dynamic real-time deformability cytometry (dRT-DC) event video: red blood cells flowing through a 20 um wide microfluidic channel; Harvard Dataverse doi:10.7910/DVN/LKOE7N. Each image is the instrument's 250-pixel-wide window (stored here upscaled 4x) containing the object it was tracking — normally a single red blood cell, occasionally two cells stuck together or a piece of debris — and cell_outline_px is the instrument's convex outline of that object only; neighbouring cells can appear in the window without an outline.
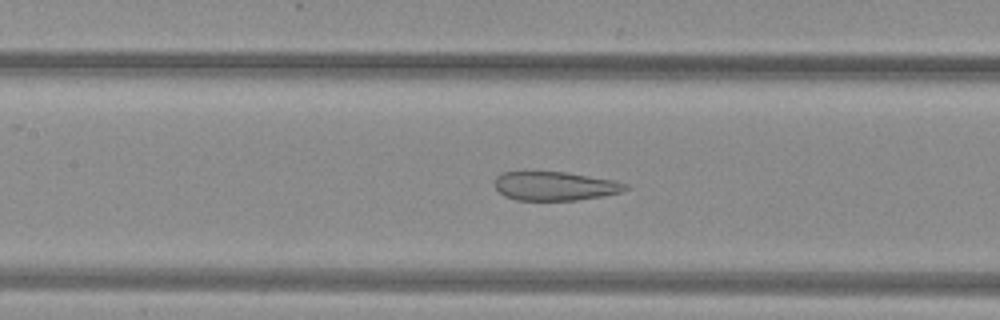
{"species": "common noctule bat (a hibernating species)", "species_latin": "Nyctalus noctula", "temperature_condition": "warm", "stored_images_in_passage": 47, "camera_frame_rate_fps": 3000, "um_per_image_px": 0.085, "animal": {"sex": "female", "body_mass_g": 29.2, "forearm_length_mm": 56.3}, "frame": {"image": 1, "passage_image": 19, "time_ms": 6.0, "image_size_px": [1000, 320], "cell_outline_px": [[632, 188], [620, 192], [600, 196], [576, 200], [516, 200], [504, 196], [492, 184], [496, 176], [500, 172], [568, 172], [612, 180], [628, 184]], "centroid_in_image_um": [47.14, 15.81], "position_along_channel_um": 160.3, "area_um2": 22.08}}
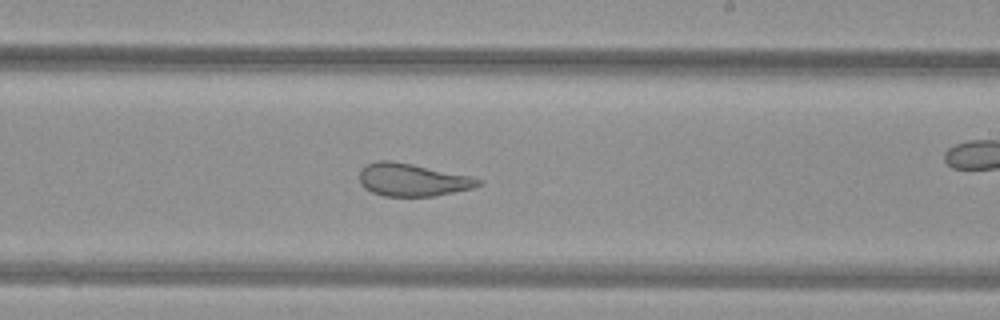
{"frame": {"image": 2, "passage_image": 26, "time_ms": 8.333, "image_size_px": [1000, 320], "cell_outline_px": [[484, 184], [472, 188], [436, 196], [384, 196], [372, 192], [364, 188], [360, 184], [360, 168], [364, 164], [376, 160], [392, 160], [472, 176], [484, 180]], "centroid_in_image_um": [35.06, 15.27], "position_along_channel_um": 253.9, "area_um2": 23.0}}
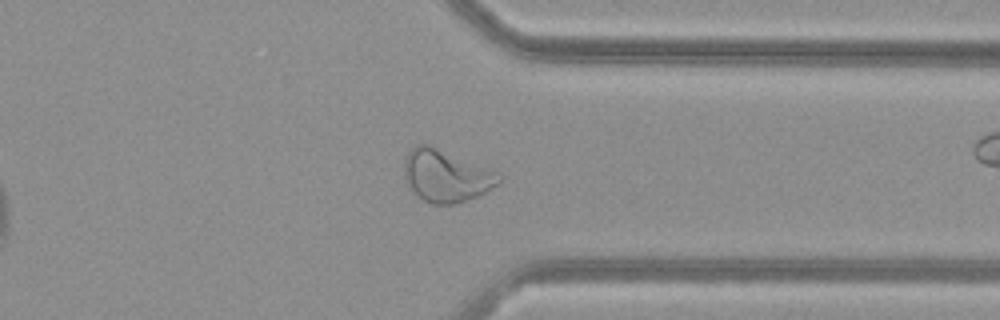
{"frame": {"image": 3, "passage_image": 35, "time_ms": 11.333, "image_size_px": [1000, 320], "cell_outline_px": [[504, 180], [484, 192], [468, 200], [452, 204], [432, 204], [416, 196], [408, 184], [404, 176], [404, 164], [408, 152], [416, 144], [428, 144], [488, 168], [504, 176]], "centroid_in_image_um": [37.91, 14.95], "position_along_channel_um": 373.5, "area_um2": 28.55}, "authors_computed_cell_mechanics": {"area_um2": 29.5936, "velocity_mm_per_s": 4.0334, "shape_relaxation_time_tau1_ms": null, "shape_relaxation_time_tau2_ms": 1.0844, "deformation_change_tau1": null, "deformation_change_tau2": 0.0893}}